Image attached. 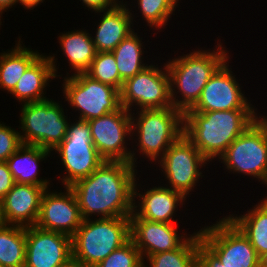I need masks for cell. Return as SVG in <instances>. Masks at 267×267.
I'll return each mask as SVG.
<instances>
[{"instance_id":"ab89813d","label":"cell","mask_w":267,"mask_h":267,"mask_svg":"<svg viewBox=\"0 0 267 267\" xmlns=\"http://www.w3.org/2000/svg\"><path fill=\"white\" fill-rule=\"evenodd\" d=\"M3 25H4V18L0 15V29H2L1 26H3ZM0 35H1V33H0Z\"/></svg>"},{"instance_id":"44dd1931","label":"cell","mask_w":267,"mask_h":267,"mask_svg":"<svg viewBox=\"0 0 267 267\" xmlns=\"http://www.w3.org/2000/svg\"><path fill=\"white\" fill-rule=\"evenodd\" d=\"M94 14L91 15L92 19L97 15L99 22H92L96 27L91 28L92 31L90 29V34L97 52L113 51L123 39L137 29L123 1L112 9L97 11Z\"/></svg>"},{"instance_id":"7a4b0ae2","label":"cell","mask_w":267,"mask_h":267,"mask_svg":"<svg viewBox=\"0 0 267 267\" xmlns=\"http://www.w3.org/2000/svg\"><path fill=\"white\" fill-rule=\"evenodd\" d=\"M214 40L215 48L199 47L198 44L197 49H191L188 53L179 55L173 50V57L167 55L169 59L165 64L170 78L171 102L183 114L197 103L204 86L214 73L229 58H233L229 48L224 46L227 43H223L220 37Z\"/></svg>"},{"instance_id":"9a60e30c","label":"cell","mask_w":267,"mask_h":267,"mask_svg":"<svg viewBox=\"0 0 267 267\" xmlns=\"http://www.w3.org/2000/svg\"><path fill=\"white\" fill-rule=\"evenodd\" d=\"M93 144L105 161L131 163V112L123 106L88 121Z\"/></svg>"},{"instance_id":"5b68a950","label":"cell","mask_w":267,"mask_h":267,"mask_svg":"<svg viewBox=\"0 0 267 267\" xmlns=\"http://www.w3.org/2000/svg\"><path fill=\"white\" fill-rule=\"evenodd\" d=\"M214 218L217 221L199 223L198 267H260L256 250L224 212Z\"/></svg>"},{"instance_id":"ac0fdd59","label":"cell","mask_w":267,"mask_h":267,"mask_svg":"<svg viewBox=\"0 0 267 267\" xmlns=\"http://www.w3.org/2000/svg\"><path fill=\"white\" fill-rule=\"evenodd\" d=\"M72 258V237L36 226L26 227L24 267H57Z\"/></svg>"},{"instance_id":"74e56055","label":"cell","mask_w":267,"mask_h":267,"mask_svg":"<svg viewBox=\"0 0 267 267\" xmlns=\"http://www.w3.org/2000/svg\"><path fill=\"white\" fill-rule=\"evenodd\" d=\"M260 112L262 111H258V119L267 127V115H265L266 113L263 115Z\"/></svg>"},{"instance_id":"4316f807","label":"cell","mask_w":267,"mask_h":267,"mask_svg":"<svg viewBox=\"0 0 267 267\" xmlns=\"http://www.w3.org/2000/svg\"><path fill=\"white\" fill-rule=\"evenodd\" d=\"M139 33L140 31L136 29L127 38L123 39L112 51L119 70V75L123 82L138 74L154 60L153 57L150 56L151 52H149L152 50V48L150 49L151 45L148 46L144 42L145 38L143 39L141 35L143 32ZM145 46L149 48V51H145V49H147ZM148 53L150 54L147 55ZM148 56L152 58H148ZM150 59L151 61L149 62Z\"/></svg>"},{"instance_id":"4dcf8cb0","label":"cell","mask_w":267,"mask_h":267,"mask_svg":"<svg viewBox=\"0 0 267 267\" xmlns=\"http://www.w3.org/2000/svg\"><path fill=\"white\" fill-rule=\"evenodd\" d=\"M95 267H143V259L139 249L130 238Z\"/></svg>"},{"instance_id":"3957f363","label":"cell","mask_w":267,"mask_h":267,"mask_svg":"<svg viewBox=\"0 0 267 267\" xmlns=\"http://www.w3.org/2000/svg\"><path fill=\"white\" fill-rule=\"evenodd\" d=\"M259 110L184 113V135L213 165L232 142L258 119Z\"/></svg>"},{"instance_id":"ba28073f","label":"cell","mask_w":267,"mask_h":267,"mask_svg":"<svg viewBox=\"0 0 267 267\" xmlns=\"http://www.w3.org/2000/svg\"><path fill=\"white\" fill-rule=\"evenodd\" d=\"M210 165L213 166L193 145V143L182 134L168 148L153 168L147 170L154 169L153 171L157 174L160 172L158 175L159 177L157 174L153 173L156 175V178H151L154 179L155 182L157 179V182L162 183L165 187L180 192L189 200L191 195L195 194L192 192H196L197 189L200 188L199 183L203 181L201 179L208 177V175H205V172H210L208 169V167H211ZM154 167H156V169ZM162 177H164V179Z\"/></svg>"},{"instance_id":"e0dca14e","label":"cell","mask_w":267,"mask_h":267,"mask_svg":"<svg viewBox=\"0 0 267 267\" xmlns=\"http://www.w3.org/2000/svg\"><path fill=\"white\" fill-rule=\"evenodd\" d=\"M178 223H162L130 215V237L139 249L142 259L159 252L179 248L193 233ZM185 229V230H184Z\"/></svg>"},{"instance_id":"7c38bea8","label":"cell","mask_w":267,"mask_h":267,"mask_svg":"<svg viewBox=\"0 0 267 267\" xmlns=\"http://www.w3.org/2000/svg\"><path fill=\"white\" fill-rule=\"evenodd\" d=\"M154 57V61H159H152L145 69L123 82L120 90L121 105L130 112L173 107L166 64L160 62L162 57Z\"/></svg>"},{"instance_id":"d590c367","label":"cell","mask_w":267,"mask_h":267,"mask_svg":"<svg viewBox=\"0 0 267 267\" xmlns=\"http://www.w3.org/2000/svg\"><path fill=\"white\" fill-rule=\"evenodd\" d=\"M14 8H17V0H0V15L2 17H5L3 16L5 12L14 11Z\"/></svg>"},{"instance_id":"2e32d148","label":"cell","mask_w":267,"mask_h":267,"mask_svg":"<svg viewBox=\"0 0 267 267\" xmlns=\"http://www.w3.org/2000/svg\"><path fill=\"white\" fill-rule=\"evenodd\" d=\"M44 191L36 227L72 237L83 222L76 197L69 186ZM62 188V189H61ZM54 189V190H53Z\"/></svg>"},{"instance_id":"30bf717a","label":"cell","mask_w":267,"mask_h":267,"mask_svg":"<svg viewBox=\"0 0 267 267\" xmlns=\"http://www.w3.org/2000/svg\"><path fill=\"white\" fill-rule=\"evenodd\" d=\"M60 81L61 98L67 110H72L69 112L72 118L89 121L122 107L120 91L92 79L86 73L64 76Z\"/></svg>"},{"instance_id":"8d00e7d4","label":"cell","mask_w":267,"mask_h":267,"mask_svg":"<svg viewBox=\"0 0 267 267\" xmlns=\"http://www.w3.org/2000/svg\"><path fill=\"white\" fill-rule=\"evenodd\" d=\"M57 267H83L82 265H80L73 257L67 261L66 263L57 266Z\"/></svg>"},{"instance_id":"cb8c5ba5","label":"cell","mask_w":267,"mask_h":267,"mask_svg":"<svg viewBox=\"0 0 267 267\" xmlns=\"http://www.w3.org/2000/svg\"><path fill=\"white\" fill-rule=\"evenodd\" d=\"M260 197L256 199V204L252 202V207H247V211L239 213V210L235 209L234 213L231 210L230 214H226V217L250 241L259 257L267 252V196L263 194V197Z\"/></svg>"},{"instance_id":"603a6c76","label":"cell","mask_w":267,"mask_h":267,"mask_svg":"<svg viewBox=\"0 0 267 267\" xmlns=\"http://www.w3.org/2000/svg\"><path fill=\"white\" fill-rule=\"evenodd\" d=\"M72 28L70 31L65 30L57 35L58 41L56 43L59 44V49H61H58V51L65 57H61V61L62 63L66 61L67 66H69L68 70L66 65L64 66V70H66L65 77L77 73H85L97 53L90 30L85 29L87 27L84 26L81 29L80 27L78 29Z\"/></svg>"},{"instance_id":"d4e9b609","label":"cell","mask_w":267,"mask_h":267,"mask_svg":"<svg viewBox=\"0 0 267 267\" xmlns=\"http://www.w3.org/2000/svg\"><path fill=\"white\" fill-rule=\"evenodd\" d=\"M22 36L14 41L15 45L0 54V89L10 94L26 69L42 54V51L26 47ZM24 42V43H23ZM5 91V92H4Z\"/></svg>"},{"instance_id":"e575fe53","label":"cell","mask_w":267,"mask_h":267,"mask_svg":"<svg viewBox=\"0 0 267 267\" xmlns=\"http://www.w3.org/2000/svg\"><path fill=\"white\" fill-rule=\"evenodd\" d=\"M46 3L45 0H17V6L18 8H20L22 6V8H24L26 10V12H31V10L34 11L35 10H38L40 5L43 4V3ZM21 5V6H20ZM38 7V9L36 8Z\"/></svg>"},{"instance_id":"836d02e7","label":"cell","mask_w":267,"mask_h":267,"mask_svg":"<svg viewBox=\"0 0 267 267\" xmlns=\"http://www.w3.org/2000/svg\"><path fill=\"white\" fill-rule=\"evenodd\" d=\"M85 10L92 14L97 11L109 10L116 7L122 0H79Z\"/></svg>"},{"instance_id":"ffe728a7","label":"cell","mask_w":267,"mask_h":267,"mask_svg":"<svg viewBox=\"0 0 267 267\" xmlns=\"http://www.w3.org/2000/svg\"><path fill=\"white\" fill-rule=\"evenodd\" d=\"M52 187L17 184L1 200V216L4 224L22 227L35 226L44 191Z\"/></svg>"},{"instance_id":"7402d4cb","label":"cell","mask_w":267,"mask_h":267,"mask_svg":"<svg viewBox=\"0 0 267 267\" xmlns=\"http://www.w3.org/2000/svg\"><path fill=\"white\" fill-rule=\"evenodd\" d=\"M51 155V151L40 146L22 144L6 161L15 183L53 187L55 179L49 178V175L40 176L44 170L43 163H49Z\"/></svg>"},{"instance_id":"d6986e66","label":"cell","mask_w":267,"mask_h":267,"mask_svg":"<svg viewBox=\"0 0 267 267\" xmlns=\"http://www.w3.org/2000/svg\"><path fill=\"white\" fill-rule=\"evenodd\" d=\"M42 53L23 73L18 80L15 88L9 95L10 98L18 102V104H25L29 102L43 101L52 95H47V90L53 80H59L64 77V71L58 62V56L52 51ZM61 73V74H60ZM48 88V89H47ZM17 100V101H16Z\"/></svg>"},{"instance_id":"277c9868","label":"cell","mask_w":267,"mask_h":267,"mask_svg":"<svg viewBox=\"0 0 267 267\" xmlns=\"http://www.w3.org/2000/svg\"><path fill=\"white\" fill-rule=\"evenodd\" d=\"M131 131V164L144 169L140 164L146 160L147 171L184 134V114L174 107L131 112Z\"/></svg>"},{"instance_id":"4fadbf2b","label":"cell","mask_w":267,"mask_h":267,"mask_svg":"<svg viewBox=\"0 0 267 267\" xmlns=\"http://www.w3.org/2000/svg\"><path fill=\"white\" fill-rule=\"evenodd\" d=\"M142 171L143 172H141L136 177L134 183L133 212L140 219H145L148 221L162 222V223H177L178 221L179 224L180 223L182 224L180 217L183 220V217L186 216H181L178 214H181L183 210H184L183 214L185 213V210L188 211V209L186 208V205L187 204L189 205L188 199L185 198L180 192L165 187L164 185L158 182L156 183L158 185H156L155 182L153 183L154 185L150 183L151 187H149L150 184L149 183L147 184L146 180L152 182L150 180L151 178L149 177H147L146 179L144 178L143 181V178H141L143 177V175L141 174L144 173L145 175L146 173L144 172V170ZM140 178L142 179V181ZM178 211H180L181 213H179Z\"/></svg>"},{"instance_id":"8992f818","label":"cell","mask_w":267,"mask_h":267,"mask_svg":"<svg viewBox=\"0 0 267 267\" xmlns=\"http://www.w3.org/2000/svg\"><path fill=\"white\" fill-rule=\"evenodd\" d=\"M53 97L50 96L43 101L20 104L17 121L22 144L36 145L53 151L66 137L72 117L65 107V102H62V98L59 101L58 96V100Z\"/></svg>"},{"instance_id":"8fae6325","label":"cell","mask_w":267,"mask_h":267,"mask_svg":"<svg viewBox=\"0 0 267 267\" xmlns=\"http://www.w3.org/2000/svg\"><path fill=\"white\" fill-rule=\"evenodd\" d=\"M224 174L242 175L267 190V127L257 119L240 134L216 161ZM267 193V192H265Z\"/></svg>"},{"instance_id":"b9f144b4","label":"cell","mask_w":267,"mask_h":267,"mask_svg":"<svg viewBox=\"0 0 267 267\" xmlns=\"http://www.w3.org/2000/svg\"><path fill=\"white\" fill-rule=\"evenodd\" d=\"M179 6H180V4L182 3L183 4V2L181 1V0H174ZM180 1V2H179ZM180 3V4H179Z\"/></svg>"},{"instance_id":"484cf974","label":"cell","mask_w":267,"mask_h":267,"mask_svg":"<svg viewBox=\"0 0 267 267\" xmlns=\"http://www.w3.org/2000/svg\"><path fill=\"white\" fill-rule=\"evenodd\" d=\"M122 1L129 9L134 26L137 28L142 26V23L139 24V22L143 21V26H146V30L148 27L150 29L149 32H154L151 33L153 36L151 35L150 37L153 38L156 36V39L158 32H164V29L167 28L168 23L170 28V20H172L171 18L175 15L176 10L179 13L180 10L177 8L181 7L174 0H131L132 2H130V0ZM137 17H141V19H136Z\"/></svg>"},{"instance_id":"1f68e13d","label":"cell","mask_w":267,"mask_h":267,"mask_svg":"<svg viewBox=\"0 0 267 267\" xmlns=\"http://www.w3.org/2000/svg\"><path fill=\"white\" fill-rule=\"evenodd\" d=\"M0 119V162L7 159L22 145L18 126ZM17 128V129H16Z\"/></svg>"},{"instance_id":"f35d334b","label":"cell","mask_w":267,"mask_h":267,"mask_svg":"<svg viewBox=\"0 0 267 267\" xmlns=\"http://www.w3.org/2000/svg\"><path fill=\"white\" fill-rule=\"evenodd\" d=\"M260 267H267V252L260 257Z\"/></svg>"},{"instance_id":"d6a6232c","label":"cell","mask_w":267,"mask_h":267,"mask_svg":"<svg viewBox=\"0 0 267 267\" xmlns=\"http://www.w3.org/2000/svg\"><path fill=\"white\" fill-rule=\"evenodd\" d=\"M15 181L9 170L6 161L0 162V201L6 196L9 190L13 187Z\"/></svg>"},{"instance_id":"60d3db41","label":"cell","mask_w":267,"mask_h":267,"mask_svg":"<svg viewBox=\"0 0 267 267\" xmlns=\"http://www.w3.org/2000/svg\"><path fill=\"white\" fill-rule=\"evenodd\" d=\"M3 224L2 216H1V201H0V225Z\"/></svg>"},{"instance_id":"52a82bcc","label":"cell","mask_w":267,"mask_h":267,"mask_svg":"<svg viewBox=\"0 0 267 267\" xmlns=\"http://www.w3.org/2000/svg\"><path fill=\"white\" fill-rule=\"evenodd\" d=\"M130 238V216L84 219L72 236V257L95 267Z\"/></svg>"},{"instance_id":"f546056e","label":"cell","mask_w":267,"mask_h":267,"mask_svg":"<svg viewBox=\"0 0 267 267\" xmlns=\"http://www.w3.org/2000/svg\"><path fill=\"white\" fill-rule=\"evenodd\" d=\"M85 73L92 79L116 88L118 91L123 85L112 51L97 52Z\"/></svg>"},{"instance_id":"5bb4252c","label":"cell","mask_w":267,"mask_h":267,"mask_svg":"<svg viewBox=\"0 0 267 267\" xmlns=\"http://www.w3.org/2000/svg\"><path fill=\"white\" fill-rule=\"evenodd\" d=\"M231 60L229 58L214 73L204 86L197 103L188 111L259 110L250 100L251 97H247L250 95L243 91L244 83H239L243 79H237L238 77L232 71L233 65H230L233 63Z\"/></svg>"},{"instance_id":"83f0119b","label":"cell","mask_w":267,"mask_h":267,"mask_svg":"<svg viewBox=\"0 0 267 267\" xmlns=\"http://www.w3.org/2000/svg\"><path fill=\"white\" fill-rule=\"evenodd\" d=\"M201 242L199 229L179 247L159 252L143 259V267H198V244Z\"/></svg>"},{"instance_id":"f1b7e54d","label":"cell","mask_w":267,"mask_h":267,"mask_svg":"<svg viewBox=\"0 0 267 267\" xmlns=\"http://www.w3.org/2000/svg\"><path fill=\"white\" fill-rule=\"evenodd\" d=\"M26 255V227L0 225V265L24 267Z\"/></svg>"},{"instance_id":"9c48e42d","label":"cell","mask_w":267,"mask_h":267,"mask_svg":"<svg viewBox=\"0 0 267 267\" xmlns=\"http://www.w3.org/2000/svg\"><path fill=\"white\" fill-rule=\"evenodd\" d=\"M51 154L52 160H57V165L62 164L58 166L62 168L59 169L62 174L53 177L56 180L59 178L61 187L70 186L77 180L88 177L105 162L93 144L88 121L76 118L69 121L66 137Z\"/></svg>"},{"instance_id":"6da1fadb","label":"cell","mask_w":267,"mask_h":267,"mask_svg":"<svg viewBox=\"0 0 267 267\" xmlns=\"http://www.w3.org/2000/svg\"><path fill=\"white\" fill-rule=\"evenodd\" d=\"M142 172L131 163L105 161L88 177L72 183L83 219L126 217L133 213L134 183Z\"/></svg>"}]
</instances>
